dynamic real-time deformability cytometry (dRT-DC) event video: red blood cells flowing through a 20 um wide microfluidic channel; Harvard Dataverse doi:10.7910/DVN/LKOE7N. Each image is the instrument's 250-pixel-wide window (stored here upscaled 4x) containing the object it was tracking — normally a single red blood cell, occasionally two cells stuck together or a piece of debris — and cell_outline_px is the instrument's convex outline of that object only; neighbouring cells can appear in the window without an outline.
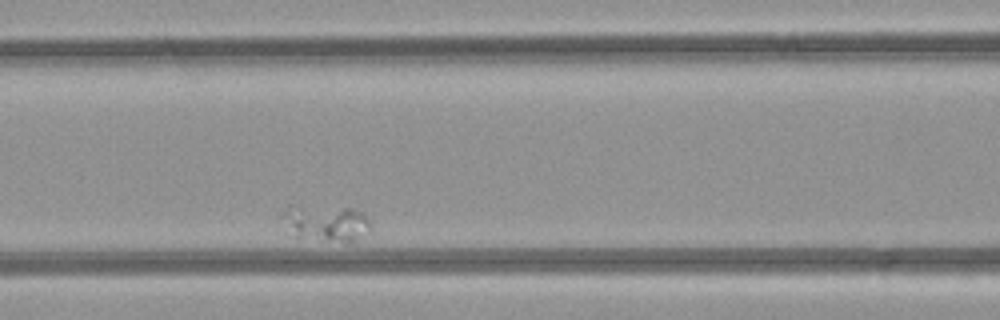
{"species": "common noctule bat (a hibernating species)", "species_latin": "Nyctalus noctula", "temperature_condition": "room temperature", "stored_images_in_passage": 6, "camera_frame_rate_fps": 3000, "um_per_image_px": 0.085, "animal": {"sex": "female", "body_mass_g": 21.9}, "frame": {"image": 1, "passage_image": 5, "time_ms": 5.333, "image_size_px": [1000, 320], "cell_outline_px": [[372, 232], [352, 244], [288, 236], [284, 216], [284, 212], [288, 204], [352, 208], [360, 212], [372, 224]], "centroid_in_image_um": [27.75, 18.99], "position_along_channel_um": 138.9, "area_um2": 19.59}}